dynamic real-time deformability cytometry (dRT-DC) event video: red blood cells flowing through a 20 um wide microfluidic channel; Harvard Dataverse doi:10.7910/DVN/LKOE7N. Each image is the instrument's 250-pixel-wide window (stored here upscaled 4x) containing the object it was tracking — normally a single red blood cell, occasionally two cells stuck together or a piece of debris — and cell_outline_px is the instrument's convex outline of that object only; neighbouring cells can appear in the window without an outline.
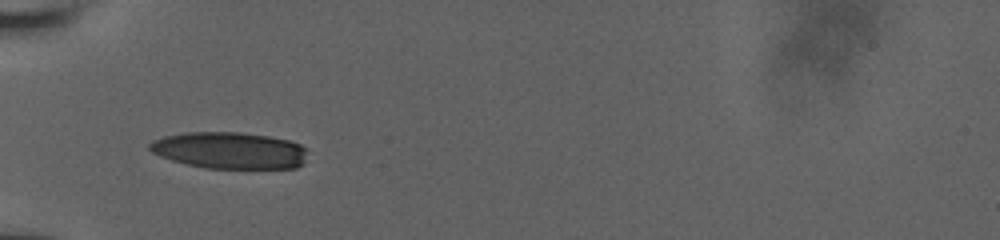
{"species": "human", "species_latin": "Homo sapiens", "temperature_condition": "room temperature", "stored_images_in_passage": 10, "camera_frame_rate_fps": 3000, "um_per_image_px": 0.085, "donor": {"sex": "male"}, "frame": {"image": 1, "passage_image": 1, "time_ms": 0.0, "image_size_px": [1000, 240], "cell_outline_px": [[308, 148], [304, 164], [296, 168], [204, 168], [172, 160], [160, 156], [152, 152], [148, 148], [148, 144], [152, 140], [164, 136], [184, 132], [240, 132], [268, 136], [288, 140], [300, 144]], "centroid_in_image_um": [19.53, 12.78], "position_along_channel_um": 65.5, "area_um2": 33.99}}
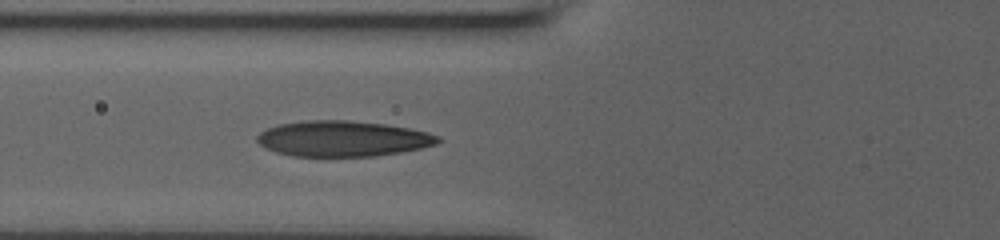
{"frame": {"image": 2, "passage_image": 7, "time_ms": 1.0, "image_size_px": [1000, 240], "cell_outline_px": [[444, 140], [436, 144], [420, 148], [400, 152], [376, 156], [292, 156], [276, 152], [260, 144], [256, 140], [256, 136], [260, 132], [268, 128], [280, 124], [304, 120], [348, 120], [384, 124], [408, 128], [428, 132], [440, 136]], "centroid_in_image_um": [29.16, 11.78], "position_along_channel_um": 96.6, "area_um2": 37.57}}